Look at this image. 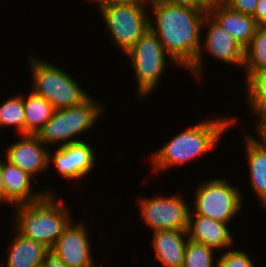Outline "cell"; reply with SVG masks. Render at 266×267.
Here are the masks:
<instances>
[{"instance_id": "27", "label": "cell", "mask_w": 266, "mask_h": 267, "mask_svg": "<svg viewBox=\"0 0 266 267\" xmlns=\"http://www.w3.org/2000/svg\"><path fill=\"white\" fill-rule=\"evenodd\" d=\"M98 9L102 7L120 5V4H149L150 0H92Z\"/></svg>"}, {"instance_id": "8", "label": "cell", "mask_w": 266, "mask_h": 267, "mask_svg": "<svg viewBox=\"0 0 266 267\" xmlns=\"http://www.w3.org/2000/svg\"><path fill=\"white\" fill-rule=\"evenodd\" d=\"M148 4H120L99 8L108 35L125 54L149 28Z\"/></svg>"}, {"instance_id": "4", "label": "cell", "mask_w": 266, "mask_h": 267, "mask_svg": "<svg viewBox=\"0 0 266 267\" xmlns=\"http://www.w3.org/2000/svg\"><path fill=\"white\" fill-rule=\"evenodd\" d=\"M28 58L33 83L30 89L45 98L54 110L80 105L90 97L64 68L34 55Z\"/></svg>"}, {"instance_id": "30", "label": "cell", "mask_w": 266, "mask_h": 267, "mask_svg": "<svg viewBox=\"0 0 266 267\" xmlns=\"http://www.w3.org/2000/svg\"><path fill=\"white\" fill-rule=\"evenodd\" d=\"M42 265L43 267H67L64 262H62L51 252L46 255Z\"/></svg>"}, {"instance_id": "10", "label": "cell", "mask_w": 266, "mask_h": 267, "mask_svg": "<svg viewBox=\"0 0 266 267\" xmlns=\"http://www.w3.org/2000/svg\"><path fill=\"white\" fill-rule=\"evenodd\" d=\"M202 27L208 29L205 39L201 40L205 42L203 44L201 43L199 53L194 63L188 68L187 71L191 72V74L197 79L203 75L202 71L204 67V58L202 53L205 51L223 63L228 65L234 64L243 67L245 49L208 13L204 19Z\"/></svg>"}, {"instance_id": "22", "label": "cell", "mask_w": 266, "mask_h": 267, "mask_svg": "<svg viewBox=\"0 0 266 267\" xmlns=\"http://www.w3.org/2000/svg\"><path fill=\"white\" fill-rule=\"evenodd\" d=\"M245 79L266 70V26H260L245 48Z\"/></svg>"}, {"instance_id": "5", "label": "cell", "mask_w": 266, "mask_h": 267, "mask_svg": "<svg viewBox=\"0 0 266 267\" xmlns=\"http://www.w3.org/2000/svg\"><path fill=\"white\" fill-rule=\"evenodd\" d=\"M106 107L90 96L80 105L54 110L51 119L37 133V137L48 148L84 141L78 137L91 130L96 120L104 115ZM76 138V139H75ZM50 145V146H49Z\"/></svg>"}, {"instance_id": "13", "label": "cell", "mask_w": 266, "mask_h": 267, "mask_svg": "<svg viewBox=\"0 0 266 267\" xmlns=\"http://www.w3.org/2000/svg\"><path fill=\"white\" fill-rule=\"evenodd\" d=\"M21 139L8 145L5 150L7 161L27 172L34 179L49 168V148L36 135H21Z\"/></svg>"}, {"instance_id": "23", "label": "cell", "mask_w": 266, "mask_h": 267, "mask_svg": "<svg viewBox=\"0 0 266 267\" xmlns=\"http://www.w3.org/2000/svg\"><path fill=\"white\" fill-rule=\"evenodd\" d=\"M25 110L23 95H14L0 105V127L14 126L18 135H24Z\"/></svg>"}, {"instance_id": "29", "label": "cell", "mask_w": 266, "mask_h": 267, "mask_svg": "<svg viewBox=\"0 0 266 267\" xmlns=\"http://www.w3.org/2000/svg\"><path fill=\"white\" fill-rule=\"evenodd\" d=\"M169 4L187 7H208L202 0H162Z\"/></svg>"}, {"instance_id": "31", "label": "cell", "mask_w": 266, "mask_h": 267, "mask_svg": "<svg viewBox=\"0 0 266 267\" xmlns=\"http://www.w3.org/2000/svg\"><path fill=\"white\" fill-rule=\"evenodd\" d=\"M5 203V187L3 183V176L1 172V158H0V205Z\"/></svg>"}, {"instance_id": "25", "label": "cell", "mask_w": 266, "mask_h": 267, "mask_svg": "<svg viewBox=\"0 0 266 267\" xmlns=\"http://www.w3.org/2000/svg\"><path fill=\"white\" fill-rule=\"evenodd\" d=\"M220 256H218L217 267H254L249 254L242 250H234L233 247L228 249V251H223Z\"/></svg>"}, {"instance_id": "19", "label": "cell", "mask_w": 266, "mask_h": 267, "mask_svg": "<svg viewBox=\"0 0 266 267\" xmlns=\"http://www.w3.org/2000/svg\"><path fill=\"white\" fill-rule=\"evenodd\" d=\"M14 238L8 246L5 267H39L50 249L42 242L25 238L14 229Z\"/></svg>"}, {"instance_id": "24", "label": "cell", "mask_w": 266, "mask_h": 267, "mask_svg": "<svg viewBox=\"0 0 266 267\" xmlns=\"http://www.w3.org/2000/svg\"><path fill=\"white\" fill-rule=\"evenodd\" d=\"M214 253V249L188 239L183 267H217L218 257L214 258Z\"/></svg>"}, {"instance_id": "28", "label": "cell", "mask_w": 266, "mask_h": 267, "mask_svg": "<svg viewBox=\"0 0 266 267\" xmlns=\"http://www.w3.org/2000/svg\"><path fill=\"white\" fill-rule=\"evenodd\" d=\"M252 17L260 26H266V0H259Z\"/></svg>"}, {"instance_id": "3", "label": "cell", "mask_w": 266, "mask_h": 267, "mask_svg": "<svg viewBox=\"0 0 266 267\" xmlns=\"http://www.w3.org/2000/svg\"><path fill=\"white\" fill-rule=\"evenodd\" d=\"M57 197L45 194L33 203L13 206L16 213L14 229L25 238L42 242L51 249L72 221L69 206Z\"/></svg>"}, {"instance_id": "21", "label": "cell", "mask_w": 266, "mask_h": 267, "mask_svg": "<svg viewBox=\"0 0 266 267\" xmlns=\"http://www.w3.org/2000/svg\"><path fill=\"white\" fill-rule=\"evenodd\" d=\"M245 83L247 103L257 117L256 133L266 132V70L249 76Z\"/></svg>"}, {"instance_id": "20", "label": "cell", "mask_w": 266, "mask_h": 267, "mask_svg": "<svg viewBox=\"0 0 266 267\" xmlns=\"http://www.w3.org/2000/svg\"><path fill=\"white\" fill-rule=\"evenodd\" d=\"M25 110L24 135H37L51 119L54 108L42 96L30 90L28 97L23 95Z\"/></svg>"}, {"instance_id": "11", "label": "cell", "mask_w": 266, "mask_h": 267, "mask_svg": "<svg viewBox=\"0 0 266 267\" xmlns=\"http://www.w3.org/2000/svg\"><path fill=\"white\" fill-rule=\"evenodd\" d=\"M69 225L55 242L50 252L66 264L67 267H96L91 251L85 223Z\"/></svg>"}, {"instance_id": "12", "label": "cell", "mask_w": 266, "mask_h": 267, "mask_svg": "<svg viewBox=\"0 0 266 267\" xmlns=\"http://www.w3.org/2000/svg\"><path fill=\"white\" fill-rule=\"evenodd\" d=\"M49 148V166H55L61 177L77 180L87 176L96 165L94 149L88 142L80 141L58 147L54 154Z\"/></svg>"}, {"instance_id": "6", "label": "cell", "mask_w": 266, "mask_h": 267, "mask_svg": "<svg viewBox=\"0 0 266 267\" xmlns=\"http://www.w3.org/2000/svg\"><path fill=\"white\" fill-rule=\"evenodd\" d=\"M125 54L130 64L132 63L131 67L135 72L137 82V98L141 99L155 91L162 74L166 71L168 60L176 64L150 28Z\"/></svg>"}, {"instance_id": "2", "label": "cell", "mask_w": 266, "mask_h": 267, "mask_svg": "<svg viewBox=\"0 0 266 267\" xmlns=\"http://www.w3.org/2000/svg\"><path fill=\"white\" fill-rule=\"evenodd\" d=\"M236 118L206 119L171 138L155 154L151 162L155 173L180 166L210 152L221 140L225 130L236 122Z\"/></svg>"}, {"instance_id": "17", "label": "cell", "mask_w": 266, "mask_h": 267, "mask_svg": "<svg viewBox=\"0 0 266 267\" xmlns=\"http://www.w3.org/2000/svg\"><path fill=\"white\" fill-rule=\"evenodd\" d=\"M208 14L245 49L260 25L251 15L237 12L224 3L208 6Z\"/></svg>"}, {"instance_id": "16", "label": "cell", "mask_w": 266, "mask_h": 267, "mask_svg": "<svg viewBox=\"0 0 266 267\" xmlns=\"http://www.w3.org/2000/svg\"><path fill=\"white\" fill-rule=\"evenodd\" d=\"M246 133V134H245ZM244 141L249 164V183L261 205L266 207V132L257 133L258 140L245 132ZM261 139V140H260Z\"/></svg>"}, {"instance_id": "7", "label": "cell", "mask_w": 266, "mask_h": 267, "mask_svg": "<svg viewBox=\"0 0 266 267\" xmlns=\"http://www.w3.org/2000/svg\"><path fill=\"white\" fill-rule=\"evenodd\" d=\"M228 182L226 178L200 182L194 192L193 211L190 209L189 213L230 224L243 209V195L237 186Z\"/></svg>"}, {"instance_id": "9", "label": "cell", "mask_w": 266, "mask_h": 267, "mask_svg": "<svg viewBox=\"0 0 266 267\" xmlns=\"http://www.w3.org/2000/svg\"><path fill=\"white\" fill-rule=\"evenodd\" d=\"M138 199L143 223L150 229L187 231L190 208L181 194Z\"/></svg>"}, {"instance_id": "32", "label": "cell", "mask_w": 266, "mask_h": 267, "mask_svg": "<svg viewBox=\"0 0 266 267\" xmlns=\"http://www.w3.org/2000/svg\"><path fill=\"white\" fill-rule=\"evenodd\" d=\"M207 6L221 3L223 0H202Z\"/></svg>"}, {"instance_id": "14", "label": "cell", "mask_w": 266, "mask_h": 267, "mask_svg": "<svg viewBox=\"0 0 266 267\" xmlns=\"http://www.w3.org/2000/svg\"><path fill=\"white\" fill-rule=\"evenodd\" d=\"M1 172L5 187V203L12 207L18 204H30L40 200L45 194H56L53 190L32 191V180L27 172L9 161L1 160Z\"/></svg>"}, {"instance_id": "26", "label": "cell", "mask_w": 266, "mask_h": 267, "mask_svg": "<svg viewBox=\"0 0 266 267\" xmlns=\"http://www.w3.org/2000/svg\"><path fill=\"white\" fill-rule=\"evenodd\" d=\"M259 0H223L229 8L247 15H253Z\"/></svg>"}, {"instance_id": "18", "label": "cell", "mask_w": 266, "mask_h": 267, "mask_svg": "<svg viewBox=\"0 0 266 267\" xmlns=\"http://www.w3.org/2000/svg\"><path fill=\"white\" fill-rule=\"evenodd\" d=\"M152 236L156 260L165 267H183L187 231L165 229L153 232Z\"/></svg>"}, {"instance_id": "1", "label": "cell", "mask_w": 266, "mask_h": 267, "mask_svg": "<svg viewBox=\"0 0 266 267\" xmlns=\"http://www.w3.org/2000/svg\"><path fill=\"white\" fill-rule=\"evenodd\" d=\"M148 5L154 16L149 17V28L176 65L187 70L199 53L208 7L179 6L162 0H150Z\"/></svg>"}, {"instance_id": "15", "label": "cell", "mask_w": 266, "mask_h": 267, "mask_svg": "<svg viewBox=\"0 0 266 267\" xmlns=\"http://www.w3.org/2000/svg\"><path fill=\"white\" fill-rule=\"evenodd\" d=\"M228 223H222L196 213H189L187 236L191 241L204 244L215 251L228 250L234 244Z\"/></svg>"}]
</instances>
